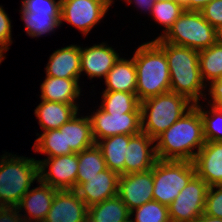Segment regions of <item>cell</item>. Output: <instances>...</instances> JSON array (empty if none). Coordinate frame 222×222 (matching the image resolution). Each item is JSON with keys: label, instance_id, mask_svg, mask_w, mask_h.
Segmentation results:
<instances>
[{"label": "cell", "instance_id": "obj_1", "mask_svg": "<svg viewBox=\"0 0 222 222\" xmlns=\"http://www.w3.org/2000/svg\"><path fill=\"white\" fill-rule=\"evenodd\" d=\"M155 142L157 159L193 162L196 154L205 144L200 103L194 104L189 111L160 134Z\"/></svg>", "mask_w": 222, "mask_h": 222}, {"label": "cell", "instance_id": "obj_2", "mask_svg": "<svg viewBox=\"0 0 222 222\" xmlns=\"http://www.w3.org/2000/svg\"><path fill=\"white\" fill-rule=\"evenodd\" d=\"M166 55L170 74V90L186 96L194 104L200 103V96L207 84L203 82L199 67V51L189 47L164 42L161 38L153 40Z\"/></svg>", "mask_w": 222, "mask_h": 222}, {"label": "cell", "instance_id": "obj_3", "mask_svg": "<svg viewBox=\"0 0 222 222\" xmlns=\"http://www.w3.org/2000/svg\"><path fill=\"white\" fill-rule=\"evenodd\" d=\"M133 58L137 70L136 95L140 102L171 91L165 52L153 40L141 44Z\"/></svg>", "mask_w": 222, "mask_h": 222}, {"label": "cell", "instance_id": "obj_4", "mask_svg": "<svg viewBox=\"0 0 222 222\" xmlns=\"http://www.w3.org/2000/svg\"><path fill=\"white\" fill-rule=\"evenodd\" d=\"M6 152L0 160V204L16 207L35 180H39V163L34 158Z\"/></svg>", "mask_w": 222, "mask_h": 222}, {"label": "cell", "instance_id": "obj_5", "mask_svg": "<svg viewBox=\"0 0 222 222\" xmlns=\"http://www.w3.org/2000/svg\"><path fill=\"white\" fill-rule=\"evenodd\" d=\"M193 106L186 96L172 91L141 101L142 132L155 140Z\"/></svg>", "mask_w": 222, "mask_h": 222}, {"label": "cell", "instance_id": "obj_6", "mask_svg": "<svg viewBox=\"0 0 222 222\" xmlns=\"http://www.w3.org/2000/svg\"><path fill=\"white\" fill-rule=\"evenodd\" d=\"M195 175L193 162L157 159L153 166V200L169 206Z\"/></svg>", "mask_w": 222, "mask_h": 222}, {"label": "cell", "instance_id": "obj_7", "mask_svg": "<svg viewBox=\"0 0 222 222\" xmlns=\"http://www.w3.org/2000/svg\"><path fill=\"white\" fill-rule=\"evenodd\" d=\"M161 39L200 51L216 42L215 28L203 18L200 11L185 10Z\"/></svg>", "mask_w": 222, "mask_h": 222}, {"label": "cell", "instance_id": "obj_8", "mask_svg": "<svg viewBox=\"0 0 222 222\" xmlns=\"http://www.w3.org/2000/svg\"><path fill=\"white\" fill-rule=\"evenodd\" d=\"M208 184L195 175L168 206L171 222H193L204 214Z\"/></svg>", "mask_w": 222, "mask_h": 222}, {"label": "cell", "instance_id": "obj_9", "mask_svg": "<svg viewBox=\"0 0 222 222\" xmlns=\"http://www.w3.org/2000/svg\"><path fill=\"white\" fill-rule=\"evenodd\" d=\"M111 5L107 0H61V22L66 21L86 36Z\"/></svg>", "mask_w": 222, "mask_h": 222}, {"label": "cell", "instance_id": "obj_10", "mask_svg": "<svg viewBox=\"0 0 222 222\" xmlns=\"http://www.w3.org/2000/svg\"><path fill=\"white\" fill-rule=\"evenodd\" d=\"M92 113L89 118L96 143L114 135H136L142 132L141 112L109 114L99 107Z\"/></svg>", "mask_w": 222, "mask_h": 222}, {"label": "cell", "instance_id": "obj_11", "mask_svg": "<svg viewBox=\"0 0 222 222\" xmlns=\"http://www.w3.org/2000/svg\"><path fill=\"white\" fill-rule=\"evenodd\" d=\"M37 161L39 163V179L43 183L57 190H75L78 173L77 153Z\"/></svg>", "mask_w": 222, "mask_h": 222}, {"label": "cell", "instance_id": "obj_12", "mask_svg": "<svg viewBox=\"0 0 222 222\" xmlns=\"http://www.w3.org/2000/svg\"><path fill=\"white\" fill-rule=\"evenodd\" d=\"M118 196L132 211L153 200V168L144 172L120 175Z\"/></svg>", "mask_w": 222, "mask_h": 222}, {"label": "cell", "instance_id": "obj_13", "mask_svg": "<svg viewBox=\"0 0 222 222\" xmlns=\"http://www.w3.org/2000/svg\"><path fill=\"white\" fill-rule=\"evenodd\" d=\"M119 178V174L107 168L96 176L83 178V183H79L75 191L90 207L118 195Z\"/></svg>", "mask_w": 222, "mask_h": 222}, {"label": "cell", "instance_id": "obj_14", "mask_svg": "<svg viewBox=\"0 0 222 222\" xmlns=\"http://www.w3.org/2000/svg\"><path fill=\"white\" fill-rule=\"evenodd\" d=\"M88 207L75 190H57L43 222H87Z\"/></svg>", "mask_w": 222, "mask_h": 222}, {"label": "cell", "instance_id": "obj_15", "mask_svg": "<svg viewBox=\"0 0 222 222\" xmlns=\"http://www.w3.org/2000/svg\"><path fill=\"white\" fill-rule=\"evenodd\" d=\"M81 74L85 72L89 78L102 77L105 79L107 73L113 68L120 56L112 47L105 42L94 44L91 47H80Z\"/></svg>", "mask_w": 222, "mask_h": 222}, {"label": "cell", "instance_id": "obj_16", "mask_svg": "<svg viewBox=\"0 0 222 222\" xmlns=\"http://www.w3.org/2000/svg\"><path fill=\"white\" fill-rule=\"evenodd\" d=\"M154 143L155 140L143 132L129 135L125 156V174L144 172L153 168L157 160Z\"/></svg>", "mask_w": 222, "mask_h": 222}, {"label": "cell", "instance_id": "obj_17", "mask_svg": "<svg viewBox=\"0 0 222 222\" xmlns=\"http://www.w3.org/2000/svg\"><path fill=\"white\" fill-rule=\"evenodd\" d=\"M193 164L196 175L209 187L222 185V142L205 141Z\"/></svg>", "mask_w": 222, "mask_h": 222}, {"label": "cell", "instance_id": "obj_18", "mask_svg": "<svg viewBox=\"0 0 222 222\" xmlns=\"http://www.w3.org/2000/svg\"><path fill=\"white\" fill-rule=\"evenodd\" d=\"M37 182L39 186L29 189L16 206L19 212L25 210L24 213L26 212V214H21L24 222H43L57 191V189L43 183L40 179Z\"/></svg>", "mask_w": 222, "mask_h": 222}, {"label": "cell", "instance_id": "obj_19", "mask_svg": "<svg viewBox=\"0 0 222 222\" xmlns=\"http://www.w3.org/2000/svg\"><path fill=\"white\" fill-rule=\"evenodd\" d=\"M80 46L69 45L53 52L45 67L46 76L66 79H79L80 68Z\"/></svg>", "mask_w": 222, "mask_h": 222}, {"label": "cell", "instance_id": "obj_20", "mask_svg": "<svg viewBox=\"0 0 222 222\" xmlns=\"http://www.w3.org/2000/svg\"><path fill=\"white\" fill-rule=\"evenodd\" d=\"M77 115L79 114L59 128V130H64L65 155L78 154L96 144L89 116L78 117Z\"/></svg>", "mask_w": 222, "mask_h": 222}, {"label": "cell", "instance_id": "obj_21", "mask_svg": "<svg viewBox=\"0 0 222 222\" xmlns=\"http://www.w3.org/2000/svg\"><path fill=\"white\" fill-rule=\"evenodd\" d=\"M41 101L34 113L37 119H39V125L43 131L59 129L78 114L79 109L75 104L47 100Z\"/></svg>", "mask_w": 222, "mask_h": 222}, {"label": "cell", "instance_id": "obj_22", "mask_svg": "<svg viewBox=\"0 0 222 222\" xmlns=\"http://www.w3.org/2000/svg\"><path fill=\"white\" fill-rule=\"evenodd\" d=\"M40 90L42 100L75 104L79 108L76 104V100L79 99L81 93L79 79L46 76Z\"/></svg>", "mask_w": 222, "mask_h": 222}, {"label": "cell", "instance_id": "obj_23", "mask_svg": "<svg viewBox=\"0 0 222 222\" xmlns=\"http://www.w3.org/2000/svg\"><path fill=\"white\" fill-rule=\"evenodd\" d=\"M104 91H121L136 93L137 86V70L134 63V58L127 60L119 58L113 68L105 77Z\"/></svg>", "mask_w": 222, "mask_h": 222}, {"label": "cell", "instance_id": "obj_24", "mask_svg": "<svg viewBox=\"0 0 222 222\" xmlns=\"http://www.w3.org/2000/svg\"><path fill=\"white\" fill-rule=\"evenodd\" d=\"M106 167L119 175H125V156L129 144V135L120 134L99 140Z\"/></svg>", "mask_w": 222, "mask_h": 222}, {"label": "cell", "instance_id": "obj_25", "mask_svg": "<svg viewBox=\"0 0 222 222\" xmlns=\"http://www.w3.org/2000/svg\"><path fill=\"white\" fill-rule=\"evenodd\" d=\"M130 218L128 207L118 195L88 207L87 222H123Z\"/></svg>", "mask_w": 222, "mask_h": 222}, {"label": "cell", "instance_id": "obj_26", "mask_svg": "<svg viewBox=\"0 0 222 222\" xmlns=\"http://www.w3.org/2000/svg\"><path fill=\"white\" fill-rule=\"evenodd\" d=\"M100 107L109 114L141 112L136 93L121 91H103Z\"/></svg>", "mask_w": 222, "mask_h": 222}, {"label": "cell", "instance_id": "obj_27", "mask_svg": "<svg viewBox=\"0 0 222 222\" xmlns=\"http://www.w3.org/2000/svg\"><path fill=\"white\" fill-rule=\"evenodd\" d=\"M199 67L203 82L209 84L222 78V45L214 43L199 51Z\"/></svg>", "mask_w": 222, "mask_h": 222}, {"label": "cell", "instance_id": "obj_28", "mask_svg": "<svg viewBox=\"0 0 222 222\" xmlns=\"http://www.w3.org/2000/svg\"><path fill=\"white\" fill-rule=\"evenodd\" d=\"M106 169V162L97 144L79 152L76 186L83 183V178H91Z\"/></svg>", "mask_w": 222, "mask_h": 222}, {"label": "cell", "instance_id": "obj_29", "mask_svg": "<svg viewBox=\"0 0 222 222\" xmlns=\"http://www.w3.org/2000/svg\"><path fill=\"white\" fill-rule=\"evenodd\" d=\"M21 20L25 22V31L30 37H39L54 32L63 22L61 16H50V13L22 12Z\"/></svg>", "mask_w": 222, "mask_h": 222}, {"label": "cell", "instance_id": "obj_30", "mask_svg": "<svg viewBox=\"0 0 222 222\" xmlns=\"http://www.w3.org/2000/svg\"><path fill=\"white\" fill-rule=\"evenodd\" d=\"M184 11L183 5L175 0L156 1L150 15L155 22L164 26L163 34L161 33L157 38L165 35Z\"/></svg>", "mask_w": 222, "mask_h": 222}, {"label": "cell", "instance_id": "obj_31", "mask_svg": "<svg viewBox=\"0 0 222 222\" xmlns=\"http://www.w3.org/2000/svg\"><path fill=\"white\" fill-rule=\"evenodd\" d=\"M38 135L33 145L35 152L46 154L47 158L65 155L64 130H47Z\"/></svg>", "mask_w": 222, "mask_h": 222}, {"label": "cell", "instance_id": "obj_32", "mask_svg": "<svg viewBox=\"0 0 222 222\" xmlns=\"http://www.w3.org/2000/svg\"><path fill=\"white\" fill-rule=\"evenodd\" d=\"M211 110H204L200 105L205 141L222 142V109L209 104Z\"/></svg>", "mask_w": 222, "mask_h": 222}, {"label": "cell", "instance_id": "obj_33", "mask_svg": "<svg viewBox=\"0 0 222 222\" xmlns=\"http://www.w3.org/2000/svg\"><path fill=\"white\" fill-rule=\"evenodd\" d=\"M132 215L135 218H131V222H171L168 206L160 204L155 200L130 211V217Z\"/></svg>", "mask_w": 222, "mask_h": 222}, {"label": "cell", "instance_id": "obj_34", "mask_svg": "<svg viewBox=\"0 0 222 222\" xmlns=\"http://www.w3.org/2000/svg\"><path fill=\"white\" fill-rule=\"evenodd\" d=\"M22 12L50 13V16H61V0H22Z\"/></svg>", "mask_w": 222, "mask_h": 222}, {"label": "cell", "instance_id": "obj_35", "mask_svg": "<svg viewBox=\"0 0 222 222\" xmlns=\"http://www.w3.org/2000/svg\"><path fill=\"white\" fill-rule=\"evenodd\" d=\"M204 214L222 219V185L211 186L208 188Z\"/></svg>", "mask_w": 222, "mask_h": 222}, {"label": "cell", "instance_id": "obj_36", "mask_svg": "<svg viewBox=\"0 0 222 222\" xmlns=\"http://www.w3.org/2000/svg\"><path fill=\"white\" fill-rule=\"evenodd\" d=\"M200 12L214 28L222 25V0H213Z\"/></svg>", "mask_w": 222, "mask_h": 222}, {"label": "cell", "instance_id": "obj_37", "mask_svg": "<svg viewBox=\"0 0 222 222\" xmlns=\"http://www.w3.org/2000/svg\"><path fill=\"white\" fill-rule=\"evenodd\" d=\"M11 28L10 18L2 6H0V48L5 52L10 49L9 46L12 44Z\"/></svg>", "mask_w": 222, "mask_h": 222}, {"label": "cell", "instance_id": "obj_38", "mask_svg": "<svg viewBox=\"0 0 222 222\" xmlns=\"http://www.w3.org/2000/svg\"><path fill=\"white\" fill-rule=\"evenodd\" d=\"M208 86V95H210L209 97H211L212 101L210 104L214 105L216 108L222 109V78L211 82Z\"/></svg>", "mask_w": 222, "mask_h": 222}, {"label": "cell", "instance_id": "obj_39", "mask_svg": "<svg viewBox=\"0 0 222 222\" xmlns=\"http://www.w3.org/2000/svg\"><path fill=\"white\" fill-rule=\"evenodd\" d=\"M0 222H24L17 207H6L0 214Z\"/></svg>", "mask_w": 222, "mask_h": 222}, {"label": "cell", "instance_id": "obj_40", "mask_svg": "<svg viewBox=\"0 0 222 222\" xmlns=\"http://www.w3.org/2000/svg\"><path fill=\"white\" fill-rule=\"evenodd\" d=\"M126 2H128L129 4L133 3L137 5L139 8H141V10H145V12H149L151 14L152 11V7L155 3V0H125Z\"/></svg>", "mask_w": 222, "mask_h": 222}, {"label": "cell", "instance_id": "obj_41", "mask_svg": "<svg viewBox=\"0 0 222 222\" xmlns=\"http://www.w3.org/2000/svg\"><path fill=\"white\" fill-rule=\"evenodd\" d=\"M213 0H188V11H201Z\"/></svg>", "mask_w": 222, "mask_h": 222}, {"label": "cell", "instance_id": "obj_42", "mask_svg": "<svg viewBox=\"0 0 222 222\" xmlns=\"http://www.w3.org/2000/svg\"><path fill=\"white\" fill-rule=\"evenodd\" d=\"M193 222H222V219L202 214L198 219Z\"/></svg>", "mask_w": 222, "mask_h": 222}, {"label": "cell", "instance_id": "obj_43", "mask_svg": "<svg viewBox=\"0 0 222 222\" xmlns=\"http://www.w3.org/2000/svg\"><path fill=\"white\" fill-rule=\"evenodd\" d=\"M216 43L222 45V25L215 28Z\"/></svg>", "mask_w": 222, "mask_h": 222}, {"label": "cell", "instance_id": "obj_44", "mask_svg": "<svg viewBox=\"0 0 222 222\" xmlns=\"http://www.w3.org/2000/svg\"><path fill=\"white\" fill-rule=\"evenodd\" d=\"M179 3H181L184 7V10L188 11V0H175Z\"/></svg>", "mask_w": 222, "mask_h": 222}, {"label": "cell", "instance_id": "obj_45", "mask_svg": "<svg viewBox=\"0 0 222 222\" xmlns=\"http://www.w3.org/2000/svg\"><path fill=\"white\" fill-rule=\"evenodd\" d=\"M3 53H5V51L0 48V64H1V62L6 58Z\"/></svg>", "mask_w": 222, "mask_h": 222}, {"label": "cell", "instance_id": "obj_46", "mask_svg": "<svg viewBox=\"0 0 222 222\" xmlns=\"http://www.w3.org/2000/svg\"><path fill=\"white\" fill-rule=\"evenodd\" d=\"M7 206L3 205V204H0V214L1 212L6 208Z\"/></svg>", "mask_w": 222, "mask_h": 222}, {"label": "cell", "instance_id": "obj_47", "mask_svg": "<svg viewBox=\"0 0 222 222\" xmlns=\"http://www.w3.org/2000/svg\"><path fill=\"white\" fill-rule=\"evenodd\" d=\"M110 4H113V0H107Z\"/></svg>", "mask_w": 222, "mask_h": 222}, {"label": "cell", "instance_id": "obj_48", "mask_svg": "<svg viewBox=\"0 0 222 222\" xmlns=\"http://www.w3.org/2000/svg\"><path fill=\"white\" fill-rule=\"evenodd\" d=\"M156 1H160V2H162V1H169V0H155V2H156Z\"/></svg>", "mask_w": 222, "mask_h": 222}, {"label": "cell", "instance_id": "obj_49", "mask_svg": "<svg viewBox=\"0 0 222 222\" xmlns=\"http://www.w3.org/2000/svg\"><path fill=\"white\" fill-rule=\"evenodd\" d=\"M123 222H131V218L129 220L123 221Z\"/></svg>", "mask_w": 222, "mask_h": 222}]
</instances>
